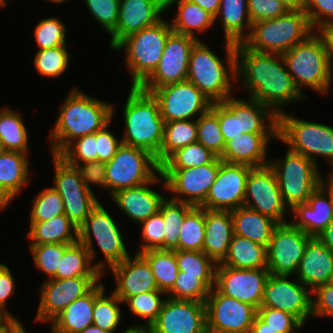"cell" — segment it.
<instances>
[{
  "label": "cell",
  "mask_w": 333,
  "mask_h": 333,
  "mask_svg": "<svg viewBox=\"0 0 333 333\" xmlns=\"http://www.w3.org/2000/svg\"><path fill=\"white\" fill-rule=\"evenodd\" d=\"M277 139V133H241L227 141L220 159L227 163L260 167L269 164V141Z\"/></svg>",
  "instance_id": "cell-28"
},
{
  "label": "cell",
  "mask_w": 333,
  "mask_h": 333,
  "mask_svg": "<svg viewBox=\"0 0 333 333\" xmlns=\"http://www.w3.org/2000/svg\"><path fill=\"white\" fill-rule=\"evenodd\" d=\"M15 280L10 269L6 264L0 263V314L3 315L10 323H21L20 320L13 316L7 310V301L14 294Z\"/></svg>",
  "instance_id": "cell-63"
},
{
  "label": "cell",
  "mask_w": 333,
  "mask_h": 333,
  "mask_svg": "<svg viewBox=\"0 0 333 333\" xmlns=\"http://www.w3.org/2000/svg\"><path fill=\"white\" fill-rule=\"evenodd\" d=\"M27 233L30 245L74 244L78 242V228L65 215L44 222H29Z\"/></svg>",
  "instance_id": "cell-35"
},
{
  "label": "cell",
  "mask_w": 333,
  "mask_h": 333,
  "mask_svg": "<svg viewBox=\"0 0 333 333\" xmlns=\"http://www.w3.org/2000/svg\"><path fill=\"white\" fill-rule=\"evenodd\" d=\"M80 333H113V332H108L105 330H102L99 327H96L94 325L88 326L86 327L83 331H81Z\"/></svg>",
  "instance_id": "cell-73"
},
{
  "label": "cell",
  "mask_w": 333,
  "mask_h": 333,
  "mask_svg": "<svg viewBox=\"0 0 333 333\" xmlns=\"http://www.w3.org/2000/svg\"><path fill=\"white\" fill-rule=\"evenodd\" d=\"M270 275L267 268L237 269L217 264L215 288L228 297L260 308L265 284Z\"/></svg>",
  "instance_id": "cell-21"
},
{
  "label": "cell",
  "mask_w": 333,
  "mask_h": 333,
  "mask_svg": "<svg viewBox=\"0 0 333 333\" xmlns=\"http://www.w3.org/2000/svg\"><path fill=\"white\" fill-rule=\"evenodd\" d=\"M34 39L38 50L63 46L66 41V25L58 17H48L35 25Z\"/></svg>",
  "instance_id": "cell-52"
},
{
  "label": "cell",
  "mask_w": 333,
  "mask_h": 333,
  "mask_svg": "<svg viewBox=\"0 0 333 333\" xmlns=\"http://www.w3.org/2000/svg\"><path fill=\"white\" fill-rule=\"evenodd\" d=\"M217 156L201 143H191L174 152L161 168H191L211 163Z\"/></svg>",
  "instance_id": "cell-50"
},
{
  "label": "cell",
  "mask_w": 333,
  "mask_h": 333,
  "mask_svg": "<svg viewBox=\"0 0 333 333\" xmlns=\"http://www.w3.org/2000/svg\"><path fill=\"white\" fill-rule=\"evenodd\" d=\"M1 333H27L21 323H10Z\"/></svg>",
  "instance_id": "cell-72"
},
{
  "label": "cell",
  "mask_w": 333,
  "mask_h": 333,
  "mask_svg": "<svg viewBox=\"0 0 333 333\" xmlns=\"http://www.w3.org/2000/svg\"><path fill=\"white\" fill-rule=\"evenodd\" d=\"M295 227L312 237H317L333 221V208L328 193L319 185L307 203L296 204L291 209Z\"/></svg>",
  "instance_id": "cell-29"
},
{
  "label": "cell",
  "mask_w": 333,
  "mask_h": 333,
  "mask_svg": "<svg viewBox=\"0 0 333 333\" xmlns=\"http://www.w3.org/2000/svg\"><path fill=\"white\" fill-rule=\"evenodd\" d=\"M114 108L112 103L72 88L48 136L51 153L59 155L75 139L101 130L112 120Z\"/></svg>",
  "instance_id": "cell-2"
},
{
  "label": "cell",
  "mask_w": 333,
  "mask_h": 333,
  "mask_svg": "<svg viewBox=\"0 0 333 333\" xmlns=\"http://www.w3.org/2000/svg\"><path fill=\"white\" fill-rule=\"evenodd\" d=\"M313 32L304 10H288L277 18L252 23L242 43L250 50L282 54Z\"/></svg>",
  "instance_id": "cell-6"
},
{
  "label": "cell",
  "mask_w": 333,
  "mask_h": 333,
  "mask_svg": "<svg viewBox=\"0 0 333 333\" xmlns=\"http://www.w3.org/2000/svg\"><path fill=\"white\" fill-rule=\"evenodd\" d=\"M162 180L164 178L160 172L152 181L117 191L111 196V199L122 213L135 223L140 224L151 215L156 214L162 201L166 198L165 195L163 196L152 188V184Z\"/></svg>",
  "instance_id": "cell-26"
},
{
  "label": "cell",
  "mask_w": 333,
  "mask_h": 333,
  "mask_svg": "<svg viewBox=\"0 0 333 333\" xmlns=\"http://www.w3.org/2000/svg\"><path fill=\"white\" fill-rule=\"evenodd\" d=\"M312 316L333 318V282L326 283L312 291Z\"/></svg>",
  "instance_id": "cell-64"
},
{
  "label": "cell",
  "mask_w": 333,
  "mask_h": 333,
  "mask_svg": "<svg viewBox=\"0 0 333 333\" xmlns=\"http://www.w3.org/2000/svg\"><path fill=\"white\" fill-rule=\"evenodd\" d=\"M236 79L243 81L248 98L277 117L285 113V105L307 98L296 88L281 54L250 50L243 43L236 44Z\"/></svg>",
  "instance_id": "cell-1"
},
{
  "label": "cell",
  "mask_w": 333,
  "mask_h": 333,
  "mask_svg": "<svg viewBox=\"0 0 333 333\" xmlns=\"http://www.w3.org/2000/svg\"><path fill=\"white\" fill-rule=\"evenodd\" d=\"M30 222H44L64 214V202L53 188L42 190L31 202Z\"/></svg>",
  "instance_id": "cell-51"
},
{
  "label": "cell",
  "mask_w": 333,
  "mask_h": 333,
  "mask_svg": "<svg viewBox=\"0 0 333 333\" xmlns=\"http://www.w3.org/2000/svg\"><path fill=\"white\" fill-rule=\"evenodd\" d=\"M47 1H50L52 3H59V4H61L63 2H67V0H47Z\"/></svg>",
  "instance_id": "cell-77"
},
{
  "label": "cell",
  "mask_w": 333,
  "mask_h": 333,
  "mask_svg": "<svg viewBox=\"0 0 333 333\" xmlns=\"http://www.w3.org/2000/svg\"><path fill=\"white\" fill-rule=\"evenodd\" d=\"M151 93L158 101L164 122L197 119L212 105V102L188 80L164 85Z\"/></svg>",
  "instance_id": "cell-15"
},
{
  "label": "cell",
  "mask_w": 333,
  "mask_h": 333,
  "mask_svg": "<svg viewBox=\"0 0 333 333\" xmlns=\"http://www.w3.org/2000/svg\"><path fill=\"white\" fill-rule=\"evenodd\" d=\"M70 245L71 244L30 245L35 267L38 268L39 271L41 270L46 277H49L47 279L52 278L56 274L65 250Z\"/></svg>",
  "instance_id": "cell-53"
},
{
  "label": "cell",
  "mask_w": 333,
  "mask_h": 333,
  "mask_svg": "<svg viewBox=\"0 0 333 333\" xmlns=\"http://www.w3.org/2000/svg\"><path fill=\"white\" fill-rule=\"evenodd\" d=\"M197 40L172 31L167 38L157 68L139 87L151 93L164 85L187 80L189 56Z\"/></svg>",
  "instance_id": "cell-18"
},
{
  "label": "cell",
  "mask_w": 333,
  "mask_h": 333,
  "mask_svg": "<svg viewBox=\"0 0 333 333\" xmlns=\"http://www.w3.org/2000/svg\"><path fill=\"white\" fill-rule=\"evenodd\" d=\"M285 157L271 160L283 203L292 209L296 204L307 203L311 193L320 185V168L307 157L287 149Z\"/></svg>",
  "instance_id": "cell-11"
},
{
  "label": "cell",
  "mask_w": 333,
  "mask_h": 333,
  "mask_svg": "<svg viewBox=\"0 0 333 333\" xmlns=\"http://www.w3.org/2000/svg\"><path fill=\"white\" fill-rule=\"evenodd\" d=\"M247 8L252 23L274 19L288 11L280 0H247Z\"/></svg>",
  "instance_id": "cell-60"
},
{
  "label": "cell",
  "mask_w": 333,
  "mask_h": 333,
  "mask_svg": "<svg viewBox=\"0 0 333 333\" xmlns=\"http://www.w3.org/2000/svg\"><path fill=\"white\" fill-rule=\"evenodd\" d=\"M11 201L4 195V193L0 190V211H3L8 207Z\"/></svg>",
  "instance_id": "cell-74"
},
{
  "label": "cell",
  "mask_w": 333,
  "mask_h": 333,
  "mask_svg": "<svg viewBox=\"0 0 333 333\" xmlns=\"http://www.w3.org/2000/svg\"><path fill=\"white\" fill-rule=\"evenodd\" d=\"M257 316L277 333H295L304 325L293 315L271 307H260Z\"/></svg>",
  "instance_id": "cell-59"
},
{
  "label": "cell",
  "mask_w": 333,
  "mask_h": 333,
  "mask_svg": "<svg viewBox=\"0 0 333 333\" xmlns=\"http://www.w3.org/2000/svg\"><path fill=\"white\" fill-rule=\"evenodd\" d=\"M68 45L38 50L34 56V67L38 74L46 78H59L66 72L70 57Z\"/></svg>",
  "instance_id": "cell-46"
},
{
  "label": "cell",
  "mask_w": 333,
  "mask_h": 333,
  "mask_svg": "<svg viewBox=\"0 0 333 333\" xmlns=\"http://www.w3.org/2000/svg\"><path fill=\"white\" fill-rule=\"evenodd\" d=\"M215 286V275H184L179 271L175 285L167 297L205 303L210 289Z\"/></svg>",
  "instance_id": "cell-42"
},
{
  "label": "cell",
  "mask_w": 333,
  "mask_h": 333,
  "mask_svg": "<svg viewBox=\"0 0 333 333\" xmlns=\"http://www.w3.org/2000/svg\"><path fill=\"white\" fill-rule=\"evenodd\" d=\"M219 17L225 40L237 44L242 43L250 35L252 22L248 14L247 0H220L215 24Z\"/></svg>",
  "instance_id": "cell-36"
},
{
  "label": "cell",
  "mask_w": 333,
  "mask_h": 333,
  "mask_svg": "<svg viewBox=\"0 0 333 333\" xmlns=\"http://www.w3.org/2000/svg\"><path fill=\"white\" fill-rule=\"evenodd\" d=\"M143 244L136 253H142L151 249L164 250V221L162 214L158 211L147 220L140 223Z\"/></svg>",
  "instance_id": "cell-58"
},
{
  "label": "cell",
  "mask_w": 333,
  "mask_h": 333,
  "mask_svg": "<svg viewBox=\"0 0 333 333\" xmlns=\"http://www.w3.org/2000/svg\"><path fill=\"white\" fill-rule=\"evenodd\" d=\"M51 155L55 170L53 188L59 194L92 193L84 185L81 175L75 166L68 164L59 155Z\"/></svg>",
  "instance_id": "cell-48"
},
{
  "label": "cell",
  "mask_w": 333,
  "mask_h": 333,
  "mask_svg": "<svg viewBox=\"0 0 333 333\" xmlns=\"http://www.w3.org/2000/svg\"><path fill=\"white\" fill-rule=\"evenodd\" d=\"M124 304L113 292L105 294V290L94 300L93 325L108 332H115L121 322V308Z\"/></svg>",
  "instance_id": "cell-47"
},
{
  "label": "cell",
  "mask_w": 333,
  "mask_h": 333,
  "mask_svg": "<svg viewBox=\"0 0 333 333\" xmlns=\"http://www.w3.org/2000/svg\"><path fill=\"white\" fill-rule=\"evenodd\" d=\"M218 171L219 157L209 164L191 168H161L163 189L171 192V199L199 207L205 201Z\"/></svg>",
  "instance_id": "cell-13"
},
{
  "label": "cell",
  "mask_w": 333,
  "mask_h": 333,
  "mask_svg": "<svg viewBox=\"0 0 333 333\" xmlns=\"http://www.w3.org/2000/svg\"><path fill=\"white\" fill-rule=\"evenodd\" d=\"M249 333H277L275 330L264 323L257 315L254 318L253 324L249 330Z\"/></svg>",
  "instance_id": "cell-69"
},
{
  "label": "cell",
  "mask_w": 333,
  "mask_h": 333,
  "mask_svg": "<svg viewBox=\"0 0 333 333\" xmlns=\"http://www.w3.org/2000/svg\"><path fill=\"white\" fill-rule=\"evenodd\" d=\"M10 324V322L0 314V333Z\"/></svg>",
  "instance_id": "cell-76"
},
{
  "label": "cell",
  "mask_w": 333,
  "mask_h": 333,
  "mask_svg": "<svg viewBox=\"0 0 333 333\" xmlns=\"http://www.w3.org/2000/svg\"><path fill=\"white\" fill-rule=\"evenodd\" d=\"M99 201L91 210L84 224L78 229V241L81 242L89 252L92 264L96 260V250L93 240H96L101 253L104 256L103 261H99L94 266L102 273L106 271V265L109 269L130 256L124 242L119 225L104 208ZM93 239V240H92Z\"/></svg>",
  "instance_id": "cell-8"
},
{
  "label": "cell",
  "mask_w": 333,
  "mask_h": 333,
  "mask_svg": "<svg viewBox=\"0 0 333 333\" xmlns=\"http://www.w3.org/2000/svg\"><path fill=\"white\" fill-rule=\"evenodd\" d=\"M233 236L231 211L205 209V238L202 251L216 264L227 256Z\"/></svg>",
  "instance_id": "cell-31"
},
{
  "label": "cell",
  "mask_w": 333,
  "mask_h": 333,
  "mask_svg": "<svg viewBox=\"0 0 333 333\" xmlns=\"http://www.w3.org/2000/svg\"><path fill=\"white\" fill-rule=\"evenodd\" d=\"M7 0H0V8H4L8 2H6Z\"/></svg>",
  "instance_id": "cell-78"
},
{
  "label": "cell",
  "mask_w": 333,
  "mask_h": 333,
  "mask_svg": "<svg viewBox=\"0 0 333 333\" xmlns=\"http://www.w3.org/2000/svg\"><path fill=\"white\" fill-rule=\"evenodd\" d=\"M87 9L108 35L116 28L120 0H84Z\"/></svg>",
  "instance_id": "cell-57"
},
{
  "label": "cell",
  "mask_w": 333,
  "mask_h": 333,
  "mask_svg": "<svg viewBox=\"0 0 333 333\" xmlns=\"http://www.w3.org/2000/svg\"><path fill=\"white\" fill-rule=\"evenodd\" d=\"M252 167L227 163L219 157V171L205 201L199 206L206 210L231 211L243 206L246 182Z\"/></svg>",
  "instance_id": "cell-22"
},
{
  "label": "cell",
  "mask_w": 333,
  "mask_h": 333,
  "mask_svg": "<svg viewBox=\"0 0 333 333\" xmlns=\"http://www.w3.org/2000/svg\"><path fill=\"white\" fill-rule=\"evenodd\" d=\"M304 12L315 31L333 23V0H305Z\"/></svg>",
  "instance_id": "cell-61"
},
{
  "label": "cell",
  "mask_w": 333,
  "mask_h": 333,
  "mask_svg": "<svg viewBox=\"0 0 333 333\" xmlns=\"http://www.w3.org/2000/svg\"><path fill=\"white\" fill-rule=\"evenodd\" d=\"M110 270L116 281L113 293L122 302L128 297L159 290L148 262L138 253L133 258L126 257Z\"/></svg>",
  "instance_id": "cell-25"
},
{
  "label": "cell",
  "mask_w": 333,
  "mask_h": 333,
  "mask_svg": "<svg viewBox=\"0 0 333 333\" xmlns=\"http://www.w3.org/2000/svg\"><path fill=\"white\" fill-rule=\"evenodd\" d=\"M293 276L311 291L333 282V252L318 237H312Z\"/></svg>",
  "instance_id": "cell-27"
},
{
  "label": "cell",
  "mask_w": 333,
  "mask_h": 333,
  "mask_svg": "<svg viewBox=\"0 0 333 333\" xmlns=\"http://www.w3.org/2000/svg\"><path fill=\"white\" fill-rule=\"evenodd\" d=\"M287 71L301 94L305 86L321 95L331 91L333 71L328 63L325 47L317 32L281 54ZM304 86V87H303Z\"/></svg>",
  "instance_id": "cell-5"
},
{
  "label": "cell",
  "mask_w": 333,
  "mask_h": 333,
  "mask_svg": "<svg viewBox=\"0 0 333 333\" xmlns=\"http://www.w3.org/2000/svg\"><path fill=\"white\" fill-rule=\"evenodd\" d=\"M28 132L18 111L3 107L0 109V141L6 151L29 154Z\"/></svg>",
  "instance_id": "cell-40"
},
{
  "label": "cell",
  "mask_w": 333,
  "mask_h": 333,
  "mask_svg": "<svg viewBox=\"0 0 333 333\" xmlns=\"http://www.w3.org/2000/svg\"><path fill=\"white\" fill-rule=\"evenodd\" d=\"M179 271L184 275H215L217 264L203 251L174 250Z\"/></svg>",
  "instance_id": "cell-55"
},
{
  "label": "cell",
  "mask_w": 333,
  "mask_h": 333,
  "mask_svg": "<svg viewBox=\"0 0 333 333\" xmlns=\"http://www.w3.org/2000/svg\"><path fill=\"white\" fill-rule=\"evenodd\" d=\"M289 278L291 276L270 274L260 307L287 312L304 325L306 319L312 317V291L296 277L294 280Z\"/></svg>",
  "instance_id": "cell-20"
},
{
  "label": "cell",
  "mask_w": 333,
  "mask_h": 333,
  "mask_svg": "<svg viewBox=\"0 0 333 333\" xmlns=\"http://www.w3.org/2000/svg\"><path fill=\"white\" fill-rule=\"evenodd\" d=\"M197 142L217 157L222 156L225 141L219 126L218 116L211 109L197 118Z\"/></svg>",
  "instance_id": "cell-49"
},
{
  "label": "cell",
  "mask_w": 333,
  "mask_h": 333,
  "mask_svg": "<svg viewBox=\"0 0 333 333\" xmlns=\"http://www.w3.org/2000/svg\"><path fill=\"white\" fill-rule=\"evenodd\" d=\"M231 216L234 235L246 237L266 247L278 225L275 220L244 205L231 210Z\"/></svg>",
  "instance_id": "cell-32"
},
{
  "label": "cell",
  "mask_w": 333,
  "mask_h": 333,
  "mask_svg": "<svg viewBox=\"0 0 333 333\" xmlns=\"http://www.w3.org/2000/svg\"><path fill=\"white\" fill-rule=\"evenodd\" d=\"M243 205L278 224L286 222L289 209L283 203L276 173L269 164L249 170Z\"/></svg>",
  "instance_id": "cell-17"
},
{
  "label": "cell",
  "mask_w": 333,
  "mask_h": 333,
  "mask_svg": "<svg viewBox=\"0 0 333 333\" xmlns=\"http://www.w3.org/2000/svg\"><path fill=\"white\" fill-rule=\"evenodd\" d=\"M95 193L60 194L64 202V214L79 229L99 200Z\"/></svg>",
  "instance_id": "cell-54"
},
{
  "label": "cell",
  "mask_w": 333,
  "mask_h": 333,
  "mask_svg": "<svg viewBox=\"0 0 333 333\" xmlns=\"http://www.w3.org/2000/svg\"><path fill=\"white\" fill-rule=\"evenodd\" d=\"M311 238L312 236L291 222L278 224L267 246V269L270 274L283 276L296 274Z\"/></svg>",
  "instance_id": "cell-16"
},
{
  "label": "cell",
  "mask_w": 333,
  "mask_h": 333,
  "mask_svg": "<svg viewBox=\"0 0 333 333\" xmlns=\"http://www.w3.org/2000/svg\"><path fill=\"white\" fill-rule=\"evenodd\" d=\"M161 296H164L162 299ZM167 294L161 290L144 292L128 297L123 303L127 304L129 311L144 321L142 325H132L131 328L149 329L156 321ZM144 325V326H143Z\"/></svg>",
  "instance_id": "cell-44"
},
{
  "label": "cell",
  "mask_w": 333,
  "mask_h": 333,
  "mask_svg": "<svg viewBox=\"0 0 333 333\" xmlns=\"http://www.w3.org/2000/svg\"><path fill=\"white\" fill-rule=\"evenodd\" d=\"M194 207L189 203L176 201L168 196L162 201L159 212L164 221V250H178L181 225L185 216Z\"/></svg>",
  "instance_id": "cell-43"
},
{
  "label": "cell",
  "mask_w": 333,
  "mask_h": 333,
  "mask_svg": "<svg viewBox=\"0 0 333 333\" xmlns=\"http://www.w3.org/2000/svg\"><path fill=\"white\" fill-rule=\"evenodd\" d=\"M122 333H150L148 329L144 328H131L130 326Z\"/></svg>",
  "instance_id": "cell-75"
},
{
  "label": "cell",
  "mask_w": 333,
  "mask_h": 333,
  "mask_svg": "<svg viewBox=\"0 0 333 333\" xmlns=\"http://www.w3.org/2000/svg\"><path fill=\"white\" fill-rule=\"evenodd\" d=\"M207 333H249L257 309L221 294L215 287L205 301Z\"/></svg>",
  "instance_id": "cell-14"
},
{
  "label": "cell",
  "mask_w": 333,
  "mask_h": 333,
  "mask_svg": "<svg viewBox=\"0 0 333 333\" xmlns=\"http://www.w3.org/2000/svg\"><path fill=\"white\" fill-rule=\"evenodd\" d=\"M123 109L122 143L144 149L156 157L163 141L164 120L157 99L139 86H130Z\"/></svg>",
  "instance_id": "cell-4"
},
{
  "label": "cell",
  "mask_w": 333,
  "mask_h": 333,
  "mask_svg": "<svg viewBox=\"0 0 333 333\" xmlns=\"http://www.w3.org/2000/svg\"><path fill=\"white\" fill-rule=\"evenodd\" d=\"M277 140L290 150L311 159L317 166L322 156L333 169V127L298 119L287 112L278 117Z\"/></svg>",
  "instance_id": "cell-10"
},
{
  "label": "cell",
  "mask_w": 333,
  "mask_h": 333,
  "mask_svg": "<svg viewBox=\"0 0 333 333\" xmlns=\"http://www.w3.org/2000/svg\"><path fill=\"white\" fill-rule=\"evenodd\" d=\"M165 10V0H120L118 23L109 34L110 49L127 36L161 21Z\"/></svg>",
  "instance_id": "cell-24"
},
{
  "label": "cell",
  "mask_w": 333,
  "mask_h": 333,
  "mask_svg": "<svg viewBox=\"0 0 333 333\" xmlns=\"http://www.w3.org/2000/svg\"><path fill=\"white\" fill-rule=\"evenodd\" d=\"M161 166L150 152L121 144L114 157L106 162V187L110 197L117 191L152 181Z\"/></svg>",
  "instance_id": "cell-12"
},
{
  "label": "cell",
  "mask_w": 333,
  "mask_h": 333,
  "mask_svg": "<svg viewBox=\"0 0 333 333\" xmlns=\"http://www.w3.org/2000/svg\"><path fill=\"white\" fill-rule=\"evenodd\" d=\"M288 10H304L305 0H280Z\"/></svg>",
  "instance_id": "cell-71"
},
{
  "label": "cell",
  "mask_w": 333,
  "mask_h": 333,
  "mask_svg": "<svg viewBox=\"0 0 333 333\" xmlns=\"http://www.w3.org/2000/svg\"><path fill=\"white\" fill-rule=\"evenodd\" d=\"M195 142H197V119L165 122L159 165L161 166L178 149Z\"/></svg>",
  "instance_id": "cell-38"
},
{
  "label": "cell",
  "mask_w": 333,
  "mask_h": 333,
  "mask_svg": "<svg viewBox=\"0 0 333 333\" xmlns=\"http://www.w3.org/2000/svg\"><path fill=\"white\" fill-rule=\"evenodd\" d=\"M326 180V181H325ZM320 186L328 193L331 203H332V208H333V176L329 173L327 179L322 177L320 179Z\"/></svg>",
  "instance_id": "cell-70"
},
{
  "label": "cell",
  "mask_w": 333,
  "mask_h": 333,
  "mask_svg": "<svg viewBox=\"0 0 333 333\" xmlns=\"http://www.w3.org/2000/svg\"><path fill=\"white\" fill-rule=\"evenodd\" d=\"M82 276H103V274L92 264L86 247L78 241L65 250L52 278L67 279Z\"/></svg>",
  "instance_id": "cell-39"
},
{
  "label": "cell",
  "mask_w": 333,
  "mask_h": 333,
  "mask_svg": "<svg viewBox=\"0 0 333 333\" xmlns=\"http://www.w3.org/2000/svg\"><path fill=\"white\" fill-rule=\"evenodd\" d=\"M59 156L72 166L89 161H98L96 132L75 139Z\"/></svg>",
  "instance_id": "cell-56"
},
{
  "label": "cell",
  "mask_w": 333,
  "mask_h": 333,
  "mask_svg": "<svg viewBox=\"0 0 333 333\" xmlns=\"http://www.w3.org/2000/svg\"><path fill=\"white\" fill-rule=\"evenodd\" d=\"M190 1L199 5L214 17L217 15L220 8V0H190Z\"/></svg>",
  "instance_id": "cell-67"
},
{
  "label": "cell",
  "mask_w": 333,
  "mask_h": 333,
  "mask_svg": "<svg viewBox=\"0 0 333 333\" xmlns=\"http://www.w3.org/2000/svg\"><path fill=\"white\" fill-rule=\"evenodd\" d=\"M100 280L87 294L70 303L51 322L52 333H80L93 325L94 300L105 290Z\"/></svg>",
  "instance_id": "cell-30"
},
{
  "label": "cell",
  "mask_w": 333,
  "mask_h": 333,
  "mask_svg": "<svg viewBox=\"0 0 333 333\" xmlns=\"http://www.w3.org/2000/svg\"><path fill=\"white\" fill-rule=\"evenodd\" d=\"M5 151H6V150H5V148H4L3 144H2V142L0 141V156H1Z\"/></svg>",
  "instance_id": "cell-79"
},
{
  "label": "cell",
  "mask_w": 333,
  "mask_h": 333,
  "mask_svg": "<svg viewBox=\"0 0 333 333\" xmlns=\"http://www.w3.org/2000/svg\"><path fill=\"white\" fill-rule=\"evenodd\" d=\"M139 254L148 262L159 290L167 294L175 285L179 273L175 251L151 249Z\"/></svg>",
  "instance_id": "cell-41"
},
{
  "label": "cell",
  "mask_w": 333,
  "mask_h": 333,
  "mask_svg": "<svg viewBox=\"0 0 333 333\" xmlns=\"http://www.w3.org/2000/svg\"><path fill=\"white\" fill-rule=\"evenodd\" d=\"M103 276H82L67 279L44 280L38 289L40 301L35 320L51 322L70 303L87 294Z\"/></svg>",
  "instance_id": "cell-19"
},
{
  "label": "cell",
  "mask_w": 333,
  "mask_h": 333,
  "mask_svg": "<svg viewBox=\"0 0 333 333\" xmlns=\"http://www.w3.org/2000/svg\"><path fill=\"white\" fill-rule=\"evenodd\" d=\"M233 96L212 103L225 143L241 133H277L278 117L259 101Z\"/></svg>",
  "instance_id": "cell-9"
},
{
  "label": "cell",
  "mask_w": 333,
  "mask_h": 333,
  "mask_svg": "<svg viewBox=\"0 0 333 333\" xmlns=\"http://www.w3.org/2000/svg\"><path fill=\"white\" fill-rule=\"evenodd\" d=\"M28 155L18 151H5L0 156V190L10 201L29 185Z\"/></svg>",
  "instance_id": "cell-33"
},
{
  "label": "cell",
  "mask_w": 333,
  "mask_h": 333,
  "mask_svg": "<svg viewBox=\"0 0 333 333\" xmlns=\"http://www.w3.org/2000/svg\"><path fill=\"white\" fill-rule=\"evenodd\" d=\"M219 264L237 269L267 268V247L233 234L227 256Z\"/></svg>",
  "instance_id": "cell-37"
},
{
  "label": "cell",
  "mask_w": 333,
  "mask_h": 333,
  "mask_svg": "<svg viewBox=\"0 0 333 333\" xmlns=\"http://www.w3.org/2000/svg\"><path fill=\"white\" fill-rule=\"evenodd\" d=\"M225 61L204 42L193 45L187 80L192 82L212 103L223 102L233 96L236 82V43L224 39Z\"/></svg>",
  "instance_id": "cell-3"
},
{
  "label": "cell",
  "mask_w": 333,
  "mask_h": 333,
  "mask_svg": "<svg viewBox=\"0 0 333 333\" xmlns=\"http://www.w3.org/2000/svg\"><path fill=\"white\" fill-rule=\"evenodd\" d=\"M318 239L333 252V221L317 236Z\"/></svg>",
  "instance_id": "cell-68"
},
{
  "label": "cell",
  "mask_w": 333,
  "mask_h": 333,
  "mask_svg": "<svg viewBox=\"0 0 333 333\" xmlns=\"http://www.w3.org/2000/svg\"><path fill=\"white\" fill-rule=\"evenodd\" d=\"M205 238V209L194 207L184 218L179 232L178 250L202 251Z\"/></svg>",
  "instance_id": "cell-45"
},
{
  "label": "cell",
  "mask_w": 333,
  "mask_h": 333,
  "mask_svg": "<svg viewBox=\"0 0 333 333\" xmlns=\"http://www.w3.org/2000/svg\"><path fill=\"white\" fill-rule=\"evenodd\" d=\"M172 31L170 22L163 18L155 25L127 36L112 50L118 52L124 49L131 86H140L157 68Z\"/></svg>",
  "instance_id": "cell-7"
},
{
  "label": "cell",
  "mask_w": 333,
  "mask_h": 333,
  "mask_svg": "<svg viewBox=\"0 0 333 333\" xmlns=\"http://www.w3.org/2000/svg\"><path fill=\"white\" fill-rule=\"evenodd\" d=\"M174 4H177V12L170 22L174 32L199 40L195 31L204 33L215 25V17L190 0H166V11Z\"/></svg>",
  "instance_id": "cell-34"
},
{
  "label": "cell",
  "mask_w": 333,
  "mask_h": 333,
  "mask_svg": "<svg viewBox=\"0 0 333 333\" xmlns=\"http://www.w3.org/2000/svg\"><path fill=\"white\" fill-rule=\"evenodd\" d=\"M106 124L101 130L96 131V147L98 161L109 162L117 152L122 140L117 138L112 131H109L110 123Z\"/></svg>",
  "instance_id": "cell-65"
},
{
  "label": "cell",
  "mask_w": 333,
  "mask_h": 333,
  "mask_svg": "<svg viewBox=\"0 0 333 333\" xmlns=\"http://www.w3.org/2000/svg\"><path fill=\"white\" fill-rule=\"evenodd\" d=\"M150 333H207L205 303L165 298Z\"/></svg>",
  "instance_id": "cell-23"
},
{
  "label": "cell",
  "mask_w": 333,
  "mask_h": 333,
  "mask_svg": "<svg viewBox=\"0 0 333 333\" xmlns=\"http://www.w3.org/2000/svg\"><path fill=\"white\" fill-rule=\"evenodd\" d=\"M315 31L324 43L326 57L333 71V23L319 27Z\"/></svg>",
  "instance_id": "cell-66"
},
{
  "label": "cell",
  "mask_w": 333,
  "mask_h": 333,
  "mask_svg": "<svg viewBox=\"0 0 333 333\" xmlns=\"http://www.w3.org/2000/svg\"><path fill=\"white\" fill-rule=\"evenodd\" d=\"M75 167L78 169L82 181L86 188L94 193L91 185L100 186L104 189L106 187V162L101 161H89L81 164H76Z\"/></svg>",
  "instance_id": "cell-62"
}]
</instances>
